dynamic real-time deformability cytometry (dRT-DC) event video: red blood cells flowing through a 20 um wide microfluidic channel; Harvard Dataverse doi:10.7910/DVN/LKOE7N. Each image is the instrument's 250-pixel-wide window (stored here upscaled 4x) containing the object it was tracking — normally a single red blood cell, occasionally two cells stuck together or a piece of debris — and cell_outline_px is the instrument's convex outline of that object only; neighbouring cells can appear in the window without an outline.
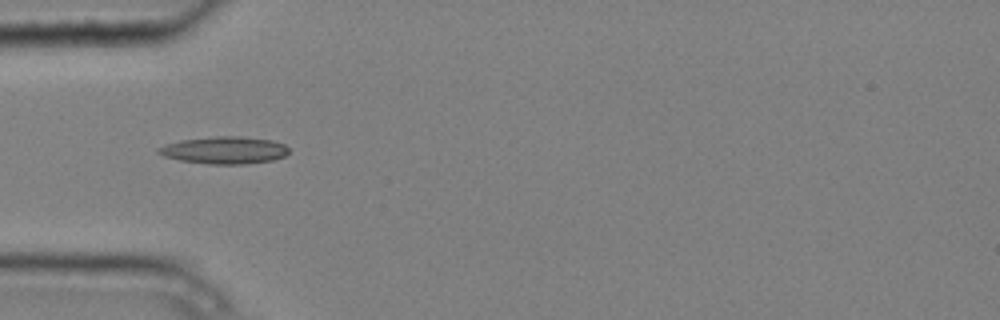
{"species": "common noctule bat (a hibernating species)", "species_latin": "Nyctalus noctula", "temperature_condition": "cold", "stored_images_in_passage": 4, "camera_frame_rate_fps": 3000, "um_per_image_px": 0.085, "animal": {"sex": "male", "body_mass_g": 20.4}, "frame": {"image": 1, "passage_image": 2, "time_ms": 0.333, "image_size_px": [1000, 320], "cell_outline_px": [[288, 152], [284, 156], [272, 160], [248, 164], [208, 164], [180, 160], [164, 156], [156, 152], [156, 148], [180, 140], [216, 136], [240, 136], [272, 140], [284, 144], [288, 148]], "centroid_in_image_um": [19.07, 12.76], "position_along_channel_um": 65.9, "area_um2": 20.69}}
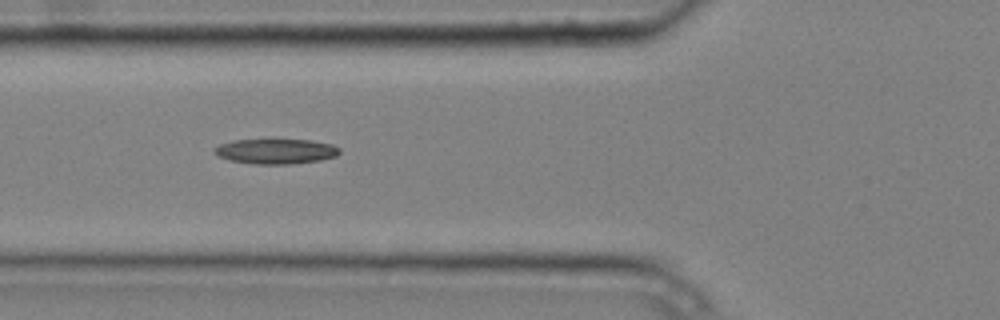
{"frame": {"image": 2, "passage_image": 3, "time_ms": 0.667, "image_size_px": [1000, 320], "cell_outline_px": [[340, 152], [336, 156], [320, 160], [292, 164], [252, 164], [228, 160], [212, 152], [212, 148], [220, 144], [232, 140], [312, 140], [332, 144], [340, 148]], "centroid_in_image_um": [23.43, 12.86], "position_along_channel_um": 102.4, "area_um2": 18.38}}
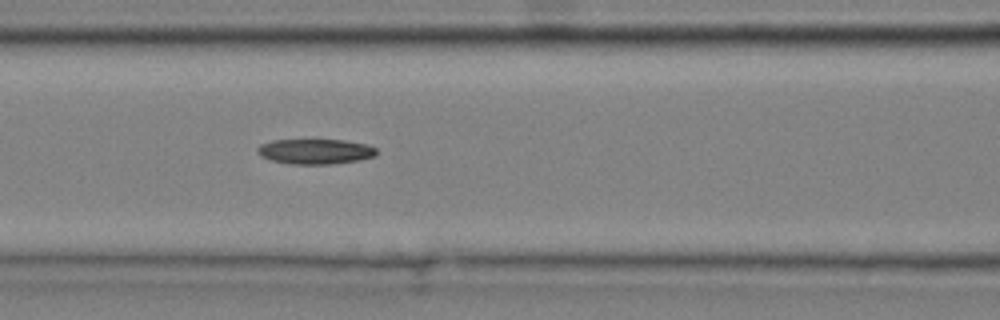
{"frame": {"image": 3, "passage_image": 4, "time_ms": 1.0, "image_size_px": [1000, 320], "cell_outline_px": [[376, 156], [360, 160], [332, 164], [288, 164], [272, 160], [260, 156], [256, 152], [256, 148], [260, 144], [272, 140], [344, 140], [368, 144], [376, 148]], "centroid_in_image_um": [26.79, 12.87], "position_along_channel_um": 139.8, "area_um2": 17.63}}